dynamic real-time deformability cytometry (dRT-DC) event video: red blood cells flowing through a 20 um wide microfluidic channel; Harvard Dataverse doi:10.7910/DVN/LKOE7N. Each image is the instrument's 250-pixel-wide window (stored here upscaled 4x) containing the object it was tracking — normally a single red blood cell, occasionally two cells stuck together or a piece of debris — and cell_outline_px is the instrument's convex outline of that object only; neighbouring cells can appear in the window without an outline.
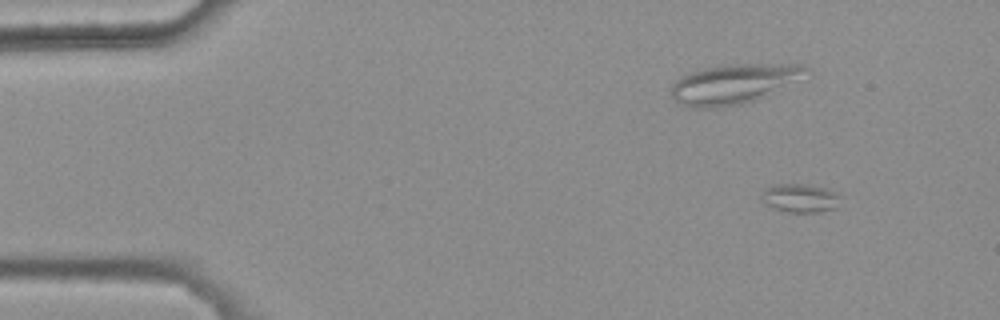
{"species": "common noctule bat (a hibernating species)", "species_latin": "Nyctalus noctula", "temperature_condition": "warm", "stored_images_in_passage": 44, "camera_frame_rate_fps": 3000, "um_per_image_px": 0.085, "animal": {"sex": "female", "body_mass_g": 25.1}, "frame": {"image": 1, "passage_image": 1, "time_ms": 0.0, "image_size_px": [1000, 320], "cell_outline_px": [[840, 196], [836, 208], [820, 212], [788, 212], [772, 208], [764, 204], [760, 200], [760, 196], [764, 188], [776, 184], [804, 184], [824, 188]], "centroid_in_image_um": [67.92, 16.85], "position_along_channel_um": 17.1, "area_um2": 13.18}}